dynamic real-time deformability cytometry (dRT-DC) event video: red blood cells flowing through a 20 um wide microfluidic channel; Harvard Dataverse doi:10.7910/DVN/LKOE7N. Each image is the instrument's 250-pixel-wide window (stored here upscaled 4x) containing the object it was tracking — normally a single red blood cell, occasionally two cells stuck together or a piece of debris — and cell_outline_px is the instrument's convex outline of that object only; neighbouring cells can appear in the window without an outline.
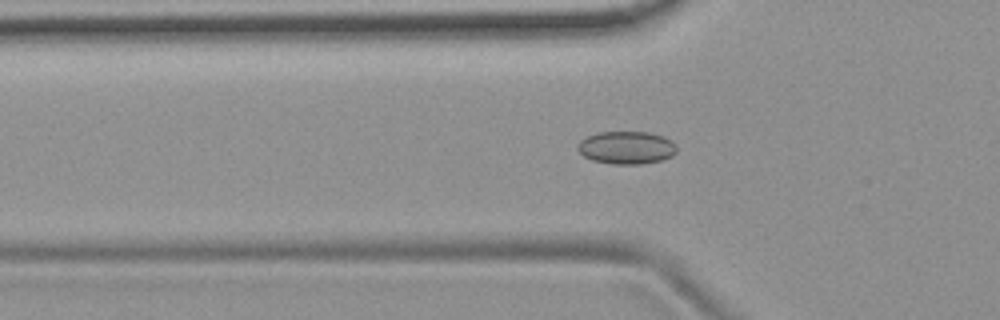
{"species": "common noctule bat (a hibernating species)", "species_latin": "Nyctalus noctula", "temperature_condition": "room temperature", "stored_images_in_passage": 55, "camera_frame_rate_fps": 3000, "um_per_image_px": 0.085, "animal": {"sex": "female", "body_mass_g": 19.9}, "frame": {"image": 1, "passage_image": 18, "time_ms": 5.667, "image_size_px": [1000, 320], "cell_outline_px": [[676, 152], [672, 156], [660, 160], [640, 164], [612, 164], [592, 160], [584, 156], [576, 148], [580, 140], [596, 132], [652, 132], [664, 136], [672, 140], [676, 144]], "centroid_in_image_um": [53.26, 12.54], "position_along_channel_um": 72.5, "area_um2": 19.07}}
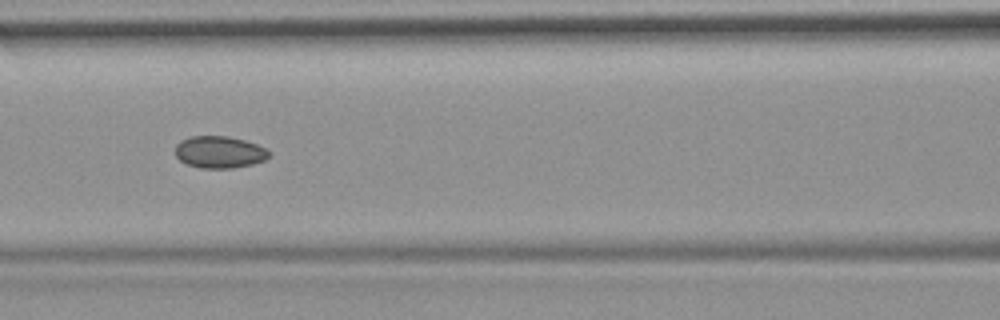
{"frame": {"image": 2, "passage_image": 24, "time_ms": 7.667, "image_size_px": [1000, 320], "cell_outline_px": [[268, 156], [264, 160], [252, 164], [232, 168], [200, 168], [188, 164], [180, 160], [176, 156], [176, 144], [180, 140], [192, 136], [228, 136], [244, 140], [268, 148]], "centroid_in_image_um": [18.64, 12.92], "position_along_channel_um": 148.0, "area_um2": 17.4}}
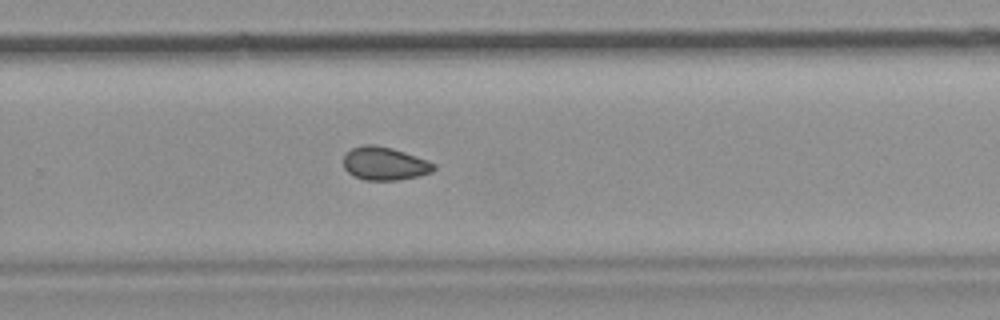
{"frame": {"image": 3, "passage_image": 36, "time_ms": 11.667, "image_size_px": [1000, 320], "cell_outline_px": [[436, 168], [432, 172], [416, 176], [396, 180], [364, 180], [348, 172], [344, 168], [344, 156], [352, 148], [364, 144], [376, 144], [392, 148], [428, 160], [436, 164]], "centroid_in_image_um": [32.7, 13.89], "position_along_channel_um": 297.1, "area_um2": 17.4}, "authors_computed_cell_mechanics": {"area_um2": 17.918, "velocity_mm_per_s": 3.7473, "shape_relaxation_time_tau1_ms": null, "shape_relaxation_time_tau2_ms": 9.6294, "deformation_change_tau1": null, "deformation_change_tau2": 0.1183}}